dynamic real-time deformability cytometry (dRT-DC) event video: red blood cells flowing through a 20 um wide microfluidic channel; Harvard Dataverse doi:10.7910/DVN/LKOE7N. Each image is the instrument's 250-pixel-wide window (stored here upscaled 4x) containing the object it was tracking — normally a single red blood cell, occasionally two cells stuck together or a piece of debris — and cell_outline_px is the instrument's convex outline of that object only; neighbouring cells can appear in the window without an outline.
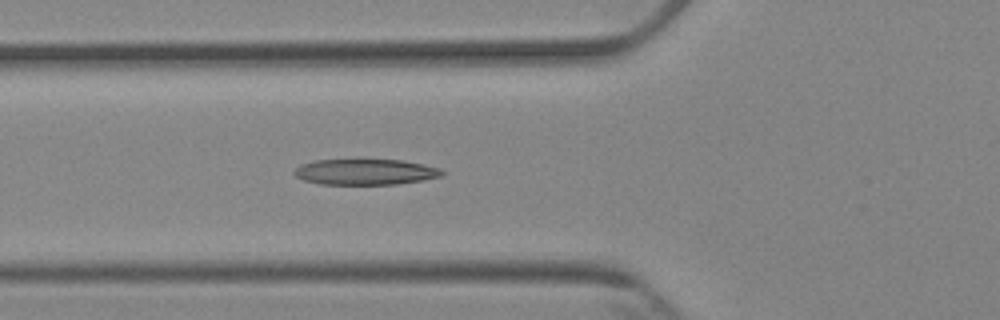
{"species": "Egyptian fruit bat (a non-hibernating species)", "species_latin": "Rousettus aegyptiacus", "temperature_condition": "cold", "stored_images_in_passage": 6, "camera_frame_rate_fps": 3000, "um_per_image_px": 0.085, "animal": {"sex": "female"}, "frame": {"image": 1, "passage_image": 6, "time_ms": 6.0, "image_size_px": [1000, 320], "cell_outline_px": [[444, 172], [440, 176], [424, 180], [396, 184], [320, 184], [304, 180], [296, 176], [292, 172], [300, 164], [312, 160], [360, 156], [404, 160], [424, 164], [440, 168]], "centroid_in_image_um": [31.01, 14.54], "position_along_channel_um": 94.8, "area_um2": 23.52}}